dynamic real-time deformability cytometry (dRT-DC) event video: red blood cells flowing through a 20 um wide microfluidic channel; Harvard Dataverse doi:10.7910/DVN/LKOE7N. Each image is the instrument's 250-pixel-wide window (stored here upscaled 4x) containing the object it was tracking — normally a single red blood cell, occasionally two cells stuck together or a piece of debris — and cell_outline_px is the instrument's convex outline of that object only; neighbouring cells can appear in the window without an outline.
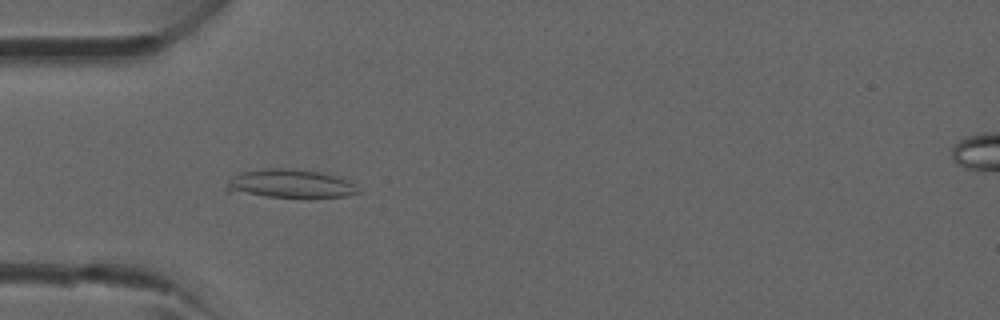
{"species": "common noctule bat (a hibernating species)", "species_latin": "Nyctalus noctula", "temperature_condition": "room temperature", "stored_images_in_passage": 41, "camera_frame_rate_fps": 3000, "um_per_image_px": 0.085, "animal": {"sex": "male", "forearm_length_mm": 52.5}, "frame": {"image": 1, "passage_image": 12, "time_ms": 3.667, "image_size_px": [1000, 320], "cell_outline_px": [[360, 192], [344, 196], [268, 196], [224, 192], [224, 188], [228, 180], [240, 172], [268, 168], [288, 168], [320, 172], [336, 176], [352, 184]], "centroid_in_image_um": [24.53, 15.6], "position_along_channel_um": 60.5, "area_um2": 21.39}}
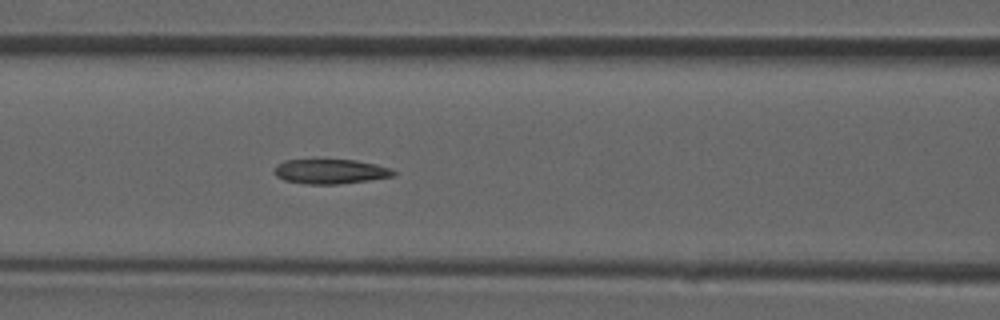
{"frame": {"image": 2, "passage_image": 17, "time_ms": 5.333, "image_size_px": [1000, 320], "cell_outline_px": [[396, 172], [392, 176], [368, 180], [336, 184], [308, 184], [284, 180], [276, 176], [272, 172], [276, 164], [284, 160], [356, 160], [376, 164], [392, 168]], "centroid_in_image_um": [28.05, 14.57], "position_along_channel_um": 138.6, "area_um2": 17.11}}
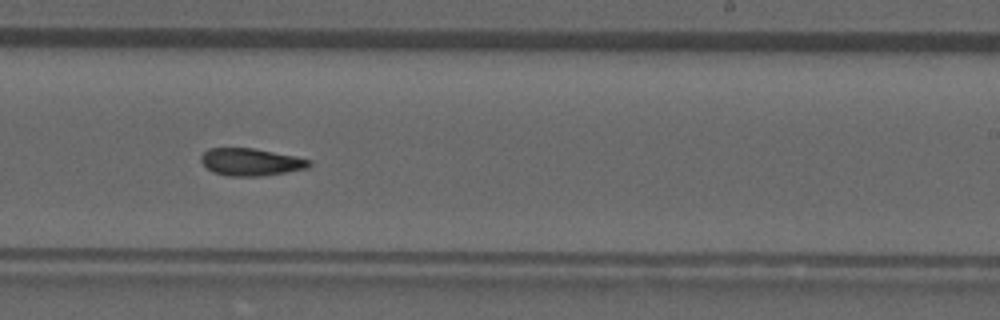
{"frame": {"image": 3, "passage_image": 25, "time_ms": 8.0, "image_size_px": [1000, 320], "cell_outline_px": [[312, 164], [308, 168], [260, 176], [228, 176], [212, 172], [200, 160], [200, 156], [208, 148], [256, 148], [296, 156], [312, 160]], "centroid_in_image_um": [21.33, 13.76], "position_along_channel_um": 267.7, "area_um2": 17.34}}